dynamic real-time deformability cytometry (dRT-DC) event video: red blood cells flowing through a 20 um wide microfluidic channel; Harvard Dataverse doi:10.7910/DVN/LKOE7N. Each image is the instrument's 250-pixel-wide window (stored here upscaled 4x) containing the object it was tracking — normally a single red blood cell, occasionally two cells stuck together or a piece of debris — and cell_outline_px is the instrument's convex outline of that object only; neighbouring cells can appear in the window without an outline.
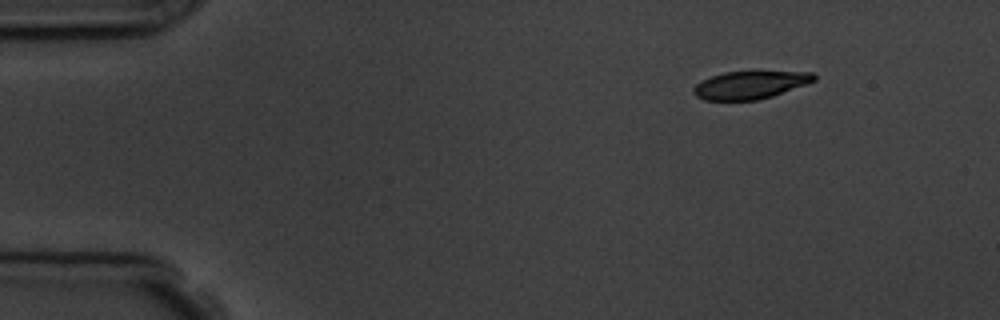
{"species": "common noctule bat (a hibernating species)", "species_latin": "Nyctalus noctula", "temperature_condition": "room temperature", "stored_images_in_passage": 7, "camera_frame_rate_fps": 3000, "um_per_image_px": 0.085, "animal": {"sex": "male", "body_mass_g": 19.5, "forearm_length_mm": 54.6}, "frame": {"image": 1, "passage_image": 1, "time_ms": 0.0, "image_size_px": [1000, 320], "cell_outline_px": [[816, 80], [808, 84], [772, 96], [756, 100], [704, 100], [696, 96], [692, 92], [692, 88], [700, 80], [724, 72], [812, 72], [816, 76]], "centroid_in_image_um": [63.74, 7.23], "position_along_channel_um": 21.3, "area_um2": 19.48}}
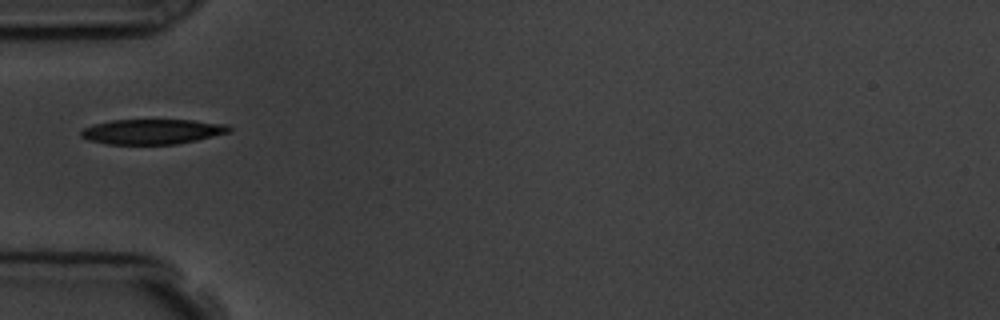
{"frame": {"image": 2, "passage_image": 4, "time_ms": 3.667, "image_size_px": [1000, 320], "cell_outline_px": [[232, 132], [196, 140], [176, 144], [108, 144], [88, 140], [80, 136], [80, 132], [84, 128], [92, 124], [112, 120], [192, 120], [228, 124], [232, 128]], "centroid_in_image_um": [12.96, 11.18], "position_along_channel_um": 72.0, "area_um2": 21.73}}
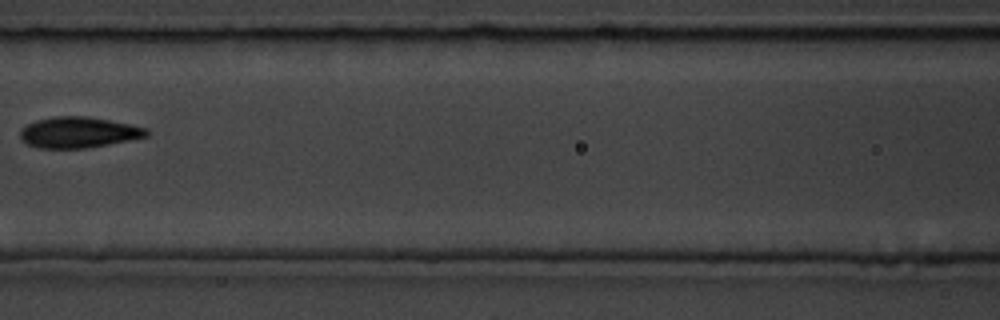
{"frame": {"image": 3, "passage_image": 6, "time_ms": 6.0, "image_size_px": [1000, 320], "cell_outline_px": [[148, 136], [108, 144], [84, 148], [40, 148], [28, 144], [20, 140], [20, 128], [36, 120], [52, 116], [88, 116], [148, 128]], "centroid_in_image_um": [6.63, 11.24], "position_along_channel_um": 160.0, "area_um2": 22.66}}